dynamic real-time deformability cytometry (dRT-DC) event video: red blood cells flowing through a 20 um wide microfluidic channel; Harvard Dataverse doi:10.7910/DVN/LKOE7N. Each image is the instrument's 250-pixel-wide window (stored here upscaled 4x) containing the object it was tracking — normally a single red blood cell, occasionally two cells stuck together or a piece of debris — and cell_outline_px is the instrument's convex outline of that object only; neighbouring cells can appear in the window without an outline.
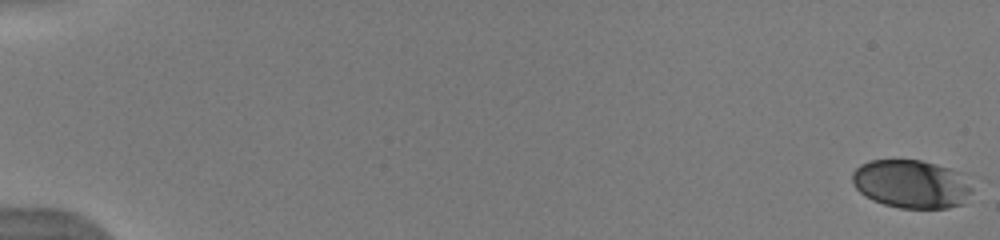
{"species": "human", "species_latin": "Homo sapiens", "temperature_condition": "warm", "stored_images_in_passage": 54, "camera_frame_rate_fps": 3000, "um_per_image_px": 0.085, "donor": {"sex": "male"}, "frame": {"image": 1, "passage_image": 1, "time_ms": 0.0, "image_size_px": [1000, 240], "cell_outline_px": [[980, 180], [964, 204], [948, 208], [900, 208], [884, 204], [872, 200], [864, 196], [852, 184], [852, 172], [860, 164], [868, 160], [920, 160], [936, 164], [980, 176]], "centroid_in_image_um": [77.65, 15.62], "position_along_channel_um": 7.4, "area_um2": 35.43}}
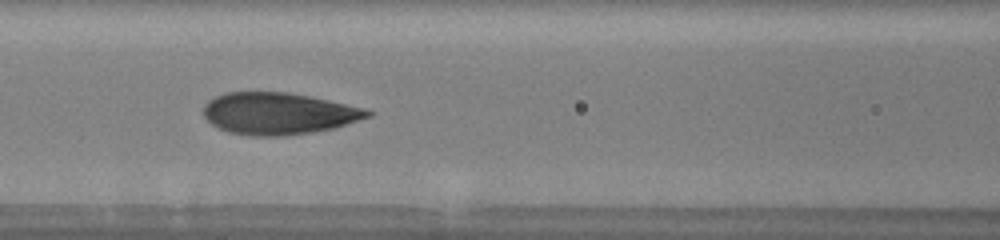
{"frame": {"image": 2, "passage_image": 26, "time_ms": 8.333, "image_size_px": [1000, 240], "cell_outline_px": [[372, 116], [336, 128], [312, 132], [284, 136], [248, 136], [228, 132], [212, 124], [204, 116], [204, 104], [208, 100], [224, 92], [288, 92], [328, 100], [364, 108], [372, 112]], "centroid_in_image_um": [23.67, 9.65], "position_along_channel_um": 142.9, "area_um2": 40.11}}
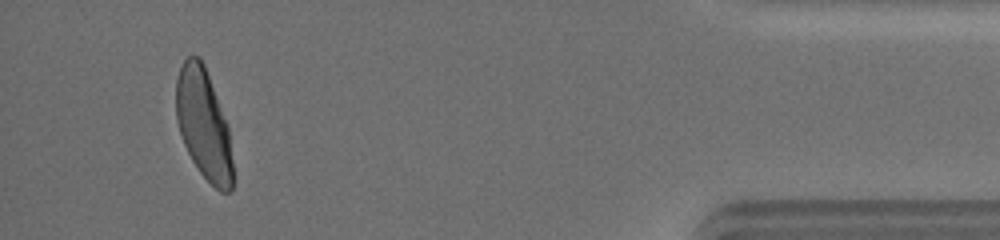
{"frame": {"image": 3, "passage_image": 51, "time_ms": 16.667, "image_size_px": [1000, 240], "cell_outline_px": [[232, 188], [228, 192], [220, 192], [200, 172], [192, 160], [184, 144], [176, 120], [176, 80], [180, 68], [184, 60], [188, 56], [200, 56], [204, 64], [228, 128], [232, 160]], "centroid_in_image_um": [17.29, 10.55], "position_along_channel_um": 417.9, "area_um2": 35.84}, "authors_computed_cell_mechanics": {"area_um2": 38.3503, "velocity_mm_per_s": 3.9391, "shape_relaxation_time_tau1_ms": 2.9994, "shape_relaxation_time_tau2_ms": null, "deformation_change_tau1": 0.1755, "deformation_change_tau2": null}}